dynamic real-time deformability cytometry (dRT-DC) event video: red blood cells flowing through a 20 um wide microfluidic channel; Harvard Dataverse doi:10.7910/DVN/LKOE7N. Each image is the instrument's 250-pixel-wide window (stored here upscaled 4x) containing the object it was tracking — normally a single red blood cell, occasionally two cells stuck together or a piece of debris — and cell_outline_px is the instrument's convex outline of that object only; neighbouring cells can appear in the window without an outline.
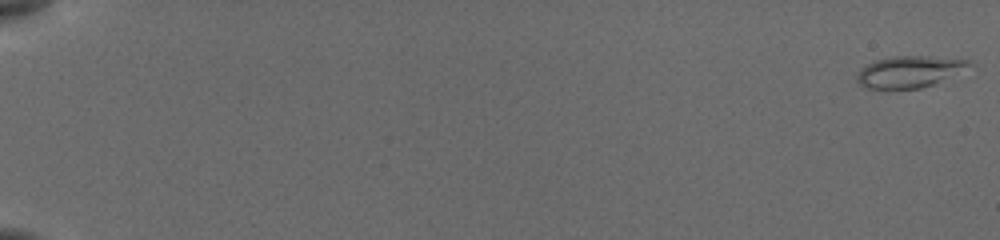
{"species": "common noctule bat (a hibernating species)", "species_latin": "Nyctalus noctula", "temperature_condition": "cold", "stored_images_in_passage": 27, "camera_frame_rate_fps": 3000, "um_per_image_px": 0.085, "animal": {"sex": "female", "body_mass_g": 19.5, "forearm_length_mm": 54.1}, "frame": {"image": 1, "passage_image": 1, "time_ms": 0.0, "image_size_px": [1000, 240], "cell_outline_px": [[968, 64], [932, 84], [920, 88], [868, 88], [860, 84], [856, 80], [856, 76], [860, 68], [876, 60], [892, 56], [920, 56], [968, 60]], "centroid_in_image_um": [77.1, 6.09], "position_along_channel_um": 7.9, "area_um2": 19.48}}
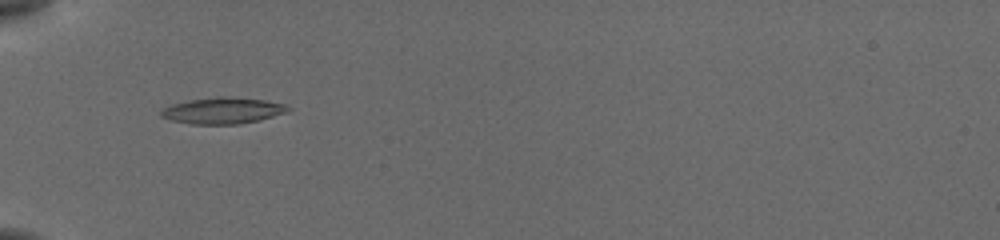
{"frame": {"image": 2, "passage_image": 24, "time_ms": 6.667, "image_size_px": [1000, 240], "cell_outline_px": [[292, 108], [288, 112], [260, 120], [236, 124], [192, 124], [172, 120], [160, 116], [160, 112], [164, 108], [172, 104], [188, 100], [216, 96], [228, 96], [264, 100], [284, 104]], "centroid_in_image_um": [18.95, 9.39], "position_along_channel_um": 66.0, "area_um2": 19.48}}
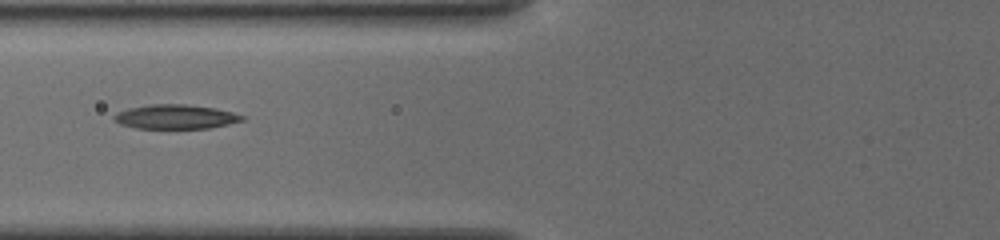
{"frame": {"image": 3, "passage_image": 26, "time_ms": 8.0, "image_size_px": [1000, 240], "cell_outline_px": [[244, 120], [228, 124], [208, 128], [136, 128], [120, 124], [112, 116], [116, 112], [128, 108], [152, 104], [184, 104], [216, 108], [232, 112], [244, 116]], "centroid_in_image_um": [14.91, 9.92], "position_along_channel_um": 110.9, "area_um2": 18.03}}